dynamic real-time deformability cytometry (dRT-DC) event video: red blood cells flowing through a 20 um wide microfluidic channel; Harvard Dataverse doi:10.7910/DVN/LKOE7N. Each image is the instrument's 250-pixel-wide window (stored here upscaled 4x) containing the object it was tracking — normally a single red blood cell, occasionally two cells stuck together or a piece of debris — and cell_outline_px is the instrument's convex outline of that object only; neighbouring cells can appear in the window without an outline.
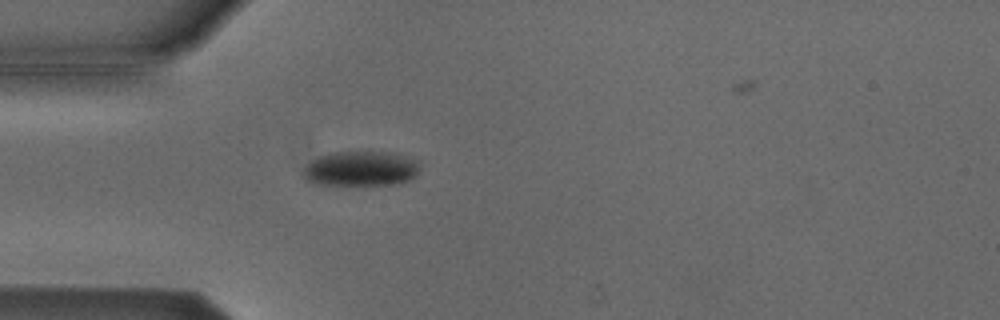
{"species": "Egyptian fruit bat (a non-hibernating species)", "species_latin": "Rousettus aegyptiacus", "temperature_condition": "cold", "stored_images_in_passage": 4, "camera_frame_rate_fps": 3000, "um_per_image_px": 0.085, "animal": {"sex": "male"}, "frame": {"image": 1, "passage_image": 3, "time_ms": 0.667, "image_size_px": [1000, 320], "cell_outline_px": [[420, 168], [416, 176], [408, 180], [392, 184], [312, 184], [304, 180], [304, 168], [312, 160], [320, 156], [332, 152], [388, 152], [420, 160]], "centroid_in_image_um": [30.69, 14.33], "position_along_channel_um": 54.3, "area_um2": 23.64}}